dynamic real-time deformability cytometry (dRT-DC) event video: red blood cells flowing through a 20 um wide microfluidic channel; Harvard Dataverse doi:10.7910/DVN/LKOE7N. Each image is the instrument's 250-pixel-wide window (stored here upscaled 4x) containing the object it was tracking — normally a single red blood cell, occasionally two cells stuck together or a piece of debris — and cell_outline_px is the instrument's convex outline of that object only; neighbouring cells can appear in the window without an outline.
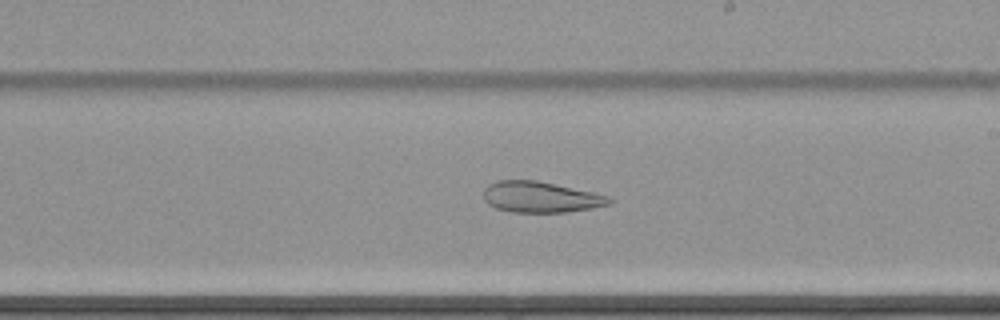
{"species": "common noctule bat (a hibernating species)", "species_latin": "Nyctalus noctula", "temperature_condition": "cold", "stored_images_in_passage": 56, "camera_frame_rate_fps": 3000, "um_per_image_px": 0.085, "animal": {"sex": "female", "body_mass_g": 22.7, "forearm_length_mm": 54.2}, "frame": {"image": 1, "passage_image": 32, "time_ms": 10.333, "image_size_px": [1000, 320], "cell_outline_px": [[612, 204], [592, 208], [564, 212], [512, 212], [496, 208], [488, 204], [484, 200], [484, 188], [488, 184], [496, 180], [536, 180], [556, 184], [592, 192], [608, 196], [612, 200]], "centroid_in_image_um": [45.93, 16.74], "position_along_channel_um": 243.1, "area_um2": 22.66}}
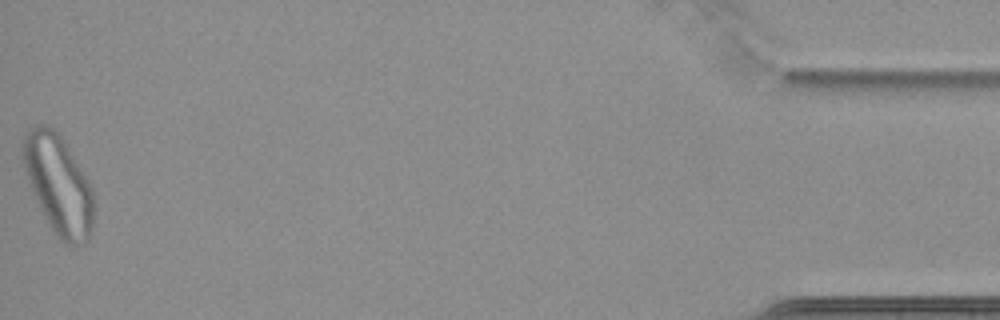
{"frame": {"image": 2, "passage_image": 56, "time_ms": 18.333, "image_size_px": [1000, 320], "cell_outline_px": [[92, 228], [88, 240], [84, 244], [64, 244], [56, 236], [28, 184], [24, 168], [20, 148], [24, 132], [40, 124], [48, 124], [64, 140], [88, 180], [92, 188]], "centroid_in_image_um": [4.93, 15.65], "position_along_channel_um": 430.3, "area_um2": 40.69}}